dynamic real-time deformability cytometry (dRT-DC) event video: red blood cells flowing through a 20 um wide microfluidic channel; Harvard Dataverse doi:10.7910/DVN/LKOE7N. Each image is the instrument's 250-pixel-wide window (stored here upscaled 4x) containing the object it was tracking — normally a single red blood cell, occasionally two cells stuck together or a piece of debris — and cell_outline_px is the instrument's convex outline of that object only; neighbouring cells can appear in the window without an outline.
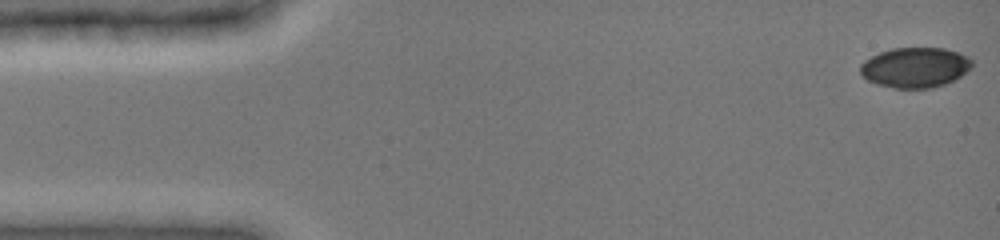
{"species": "common noctule bat (a hibernating species)", "species_latin": "Nyctalus noctula", "temperature_condition": "cold", "stored_images_in_passage": 48, "camera_frame_rate_fps": 3000, "um_per_image_px": 0.085, "animal": {"sex": "female", "body_mass_g": 19.0, "forearm_length_mm": 51.5}, "frame": {"image": 1, "passage_image": 1, "time_ms": 0.0, "image_size_px": [1000, 240], "cell_outline_px": [[972, 68], [956, 80], [932, 88], [896, 88], [876, 84], [868, 80], [860, 72], [860, 64], [864, 60], [880, 52], [892, 48], [944, 48], [968, 56], [972, 60]], "centroid_in_image_um": [77.8, 5.74], "position_along_channel_um": 7.2, "area_um2": 26.24}}
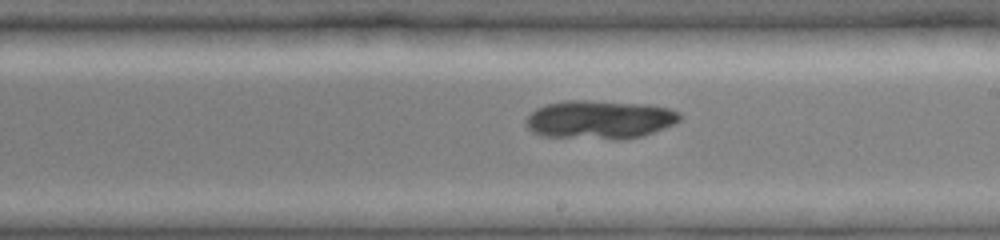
{"frame": {"image": 2, "passage_image": 28, "time_ms": 9.0, "image_size_px": [1000, 240], "cell_outline_px": [[684, 116], [680, 120], [664, 128], [640, 136], [620, 140], [616, 140], [540, 136], [532, 132], [524, 124], [524, 120], [536, 108], [544, 104], [564, 100], [588, 100], [648, 104], [668, 108], [680, 112]], "centroid_in_image_um": [50.93, 10.16], "position_along_channel_um": 238.1, "area_um2": 35.08}}
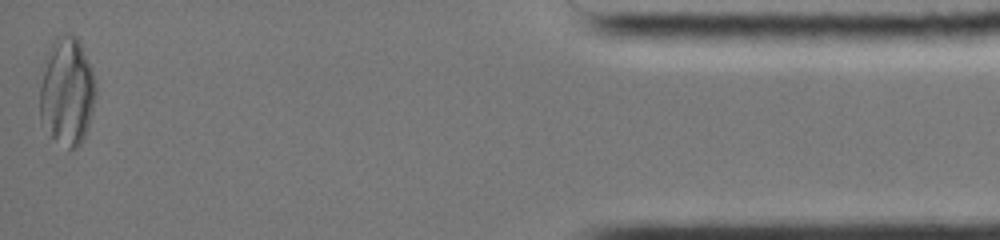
{"frame": {"image": 3, "passage_image": 48, "time_ms": 15.667, "image_size_px": [1000, 240], "cell_outline_px": [[96, 92], [88, 128], [80, 144], [76, 148], [68, 148], [52, 136], [40, 124], [40, 64], [52, 40], [56, 36], [64, 32], [68, 32], [76, 36], [92, 68], [96, 84]], "centroid_in_image_um": [5.65, 7.7], "position_along_channel_um": 429.6, "area_um2": 36.01}}